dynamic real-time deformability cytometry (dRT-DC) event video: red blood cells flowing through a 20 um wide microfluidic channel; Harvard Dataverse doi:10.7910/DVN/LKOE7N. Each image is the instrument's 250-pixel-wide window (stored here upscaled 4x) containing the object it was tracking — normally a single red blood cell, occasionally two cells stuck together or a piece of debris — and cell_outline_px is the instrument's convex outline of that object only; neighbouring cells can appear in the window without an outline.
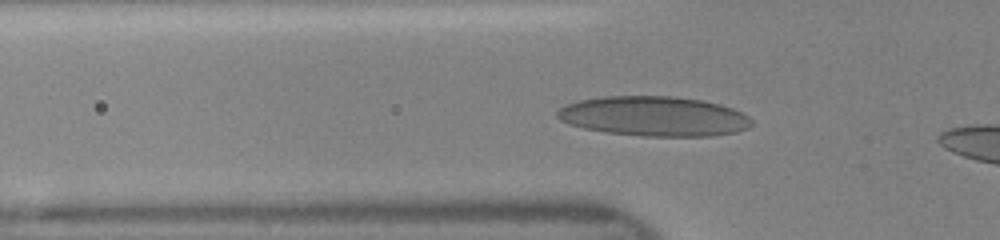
{"species": "human", "species_latin": "Homo sapiens", "temperature_condition": "room temperature", "stored_images_in_passage": 6, "camera_frame_rate_fps": 3000, "um_per_image_px": 0.085, "donor": {"sex": "female"}, "frame": {"image": 1, "passage_image": 3, "time_ms": 0.667, "image_size_px": [1000, 240], "cell_outline_px": [[752, 124], [748, 128], [736, 132], [712, 136], [644, 136], [608, 132], [584, 128], [568, 124], [560, 120], [556, 116], [556, 112], [560, 108], [568, 104], [580, 100], [604, 96], [672, 96], [704, 100], [720, 104], [732, 108], [748, 116], [752, 120]], "centroid_in_image_um": [55.6, 9.88], "position_along_channel_um": 70.2, "area_um2": 45.08}}